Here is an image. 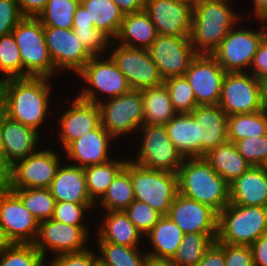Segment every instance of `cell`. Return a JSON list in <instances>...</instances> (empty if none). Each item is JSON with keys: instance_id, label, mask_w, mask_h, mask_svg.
<instances>
[{"instance_id": "1", "label": "cell", "mask_w": 267, "mask_h": 266, "mask_svg": "<svg viewBox=\"0 0 267 266\" xmlns=\"http://www.w3.org/2000/svg\"><path fill=\"white\" fill-rule=\"evenodd\" d=\"M50 79L30 76L5 80L3 108L6 116L39 131L50 112Z\"/></svg>"}, {"instance_id": "2", "label": "cell", "mask_w": 267, "mask_h": 266, "mask_svg": "<svg viewBox=\"0 0 267 266\" xmlns=\"http://www.w3.org/2000/svg\"><path fill=\"white\" fill-rule=\"evenodd\" d=\"M178 193L210 206L217 213L229 203V184L204 157L184 158L177 171Z\"/></svg>"}, {"instance_id": "3", "label": "cell", "mask_w": 267, "mask_h": 266, "mask_svg": "<svg viewBox=\"0 0 267 266\" xmlns=\"http://www.w3.org/2000/svg\"><path fill=\"white\" fill-rule=\"evenodd\" d=\"M227 0H199L193 7L190 42L197 54H211L240 20Z\"/></svg>"}, {"instance_id": "4", "label": "cell", "mask_w": 267, "mask_h": 266, "mask_svg": "<svg viewBox=\"0 0 267 266\" xmlns=\"http://www.w3.org/2000/svg\"><path fill=\"white\" fill-rule=\"evenodd\" d=\"M267 234V207L229 203L218 213L215 242L250 246Z\"/></svg>"}, {"instance_id": "5", "label": "cell", "mask_w": 267, "mask_h": 266, "mask_svg": "<svg viewBox=\"0 0 267 266\" xmlns=\"http://www.w3.org/2000/svg\"><path fill=\"white\" fill-rule=\"evenodd\" d=\"M12 34L23 63V78L49 77L57 70L46 45L44 26L36 17H24Z\"/></svg>"}, {"instance_id": "6", "label": "cell", "mask_w": 267, "mask_h": 266, "mask_svg": "<svg viewBox=\"0 0 267 266\" xmlns=\"http://www.w3.org/2000/svg\"><path fill=\"white\" fill-rule=\"evenodd\" d=\"M129 174L135 200L147 203L162 216H167L178 195L177 173L148 169L129 160Z\"/></svg>"}, {"instance_id": "7", "label": "cell", "mask_w": 267, "mask_h": 266, "mask_svg": "<svg viewBox=\"0 0 267 266\" xmlns=\"http://www.w3.org/2000/svg\"><path fill=\"white\" fill-rule=\"evenodd\" d=\"M103 57L105 56H92L77 73L86 84L77 96L96 104H100L101 100L105 101L131 90L126 77L118 69L111 56ZM102 94H105L103 99L100 98Z\"/></svg>"}, {"instance_id": "8", "label": "cell", "mask_w": 267, "mask_h": 266, "mask_svg": "<svg viewBox=\"0 0 267 266\" xmlns=\"http://www.w3.org/2000/svg\"><path fill=\"white\" fill-rule=\"evenodd\" d=\"M235 27L237 26L228 32L211 55L226 72H246L250 69L254 55L266 36V30L264 24L256 31Z\"/></svg>"}, {"instance_id": "9", "label": "cell", "mask_w": 267, "mask_h": 266, "mask_svg": "<svg viewBox=\"0 0 267 266\" xmlns=\"http://www.w3.org/2000/svg\"><path fill=\"white\" fill-rule=\"evenodd\" d=\"M141 145L134 163L153 170L177 173L184 158L170 140L165 125H142Z\"/></svg>"}, {"instance_id": "10", "label": "cell", "mask_w": 267, "mask_h": 266, "mask_svg": "<svg viewBox=\"0 0 267 266\" xmlns=\"http://www.w3.org/2000/svg\"><path fill=\"white\" fill-rule=\"evenodd\" d=\"M104 129L114 138L138 132L143 125V101L140 90L131 89L99 104ZM116 138V139H115Z\"/></svg>"}, {"instance_id": "11", "label": "cell", "mask_w": 267, "mask_h": 266, "mask_svg": "<svg viewBox=\"0 0 267 266\" xmlns=\"http://www.w3.org/2000/svg\"><path fill=\"white\" fill-rule=\"evenodd\" d=\"M111 48L113 50H109V55L126 77L131 89L140 90L164 83L148 49L129 48L114 41L110 44L109 49Z\"/></svg>"}, {"instance_id": "12", "label": "cell", "mask_w": 267, "mask_h": 266, "mask_svg": "<svg viewBox=\"0 0 267 266\" xmlns=\"http://www.w3.org/2000/svg\"><path fill=\"white\" fill-rule=\"evenodd\" d=\"M218 105L227 116L263 110L259 80L249 72H226Z\"/></svg>"}, {"instance_id": "13", "label": "cell", "mask_w": 267, "mask_h": 266, "mask_svg": "<svg viewBox=\"0 0 267 266\" xmlns=\"http://www.w3.org/2000/svg\"><path fill=\"white\" fill-rule=\"evenodd\" d=\"M88 231L87 226H73L51 218L39 222L34 245L46 261L48 250L58 256L87 249L86 243L90 237Z\"/></svg>"}, {"instance_id": "14", "label": "cell", "mask_w": 267, "mask_h": 266, "mask_svg": "<svg viewBox=\"0 0 267 266\" xmlns=\"http://www.w3.org/2000/svg\"><path fill=\"white\" fill-rule=\"evenodd\" d=\"M0 227L8 243L34 244L39 221L13 192L0 193Z\"/></svg>"}, {"instance_id": "15", "label": "cell", "mask_w": 267, "mask_h": 266, "mask_svg": "<svg viewBox=\"0 0 267 266\" xmlns=\"http://www.w3.org/2000/svg\"><path fill=\"white\" fill-rule=\"evenodd\" d=\"M148 52L164 80L184 76L190 62L197 55L191 45L190 36L159 34L148 48Z\"/></svg>"}, {"instance_id": "16", "label": "cell", "mask_w": 267, "mask_h": 266, "mask_svg": "<svg viewBox=\"0 0 267 266\" xmlns=\"http://www.w3.org/2000/svg\"><path fill=\"white\" fill-rule=\"evenodd\" d=\"M226 71L211 54H197L184 74L198 106L218 105Z\"/></svg>"}, {"instance_id": "17", "label": "cell", "mask_w": 267, "mask_h": 266, "mask_svg": "<svg viewBox=\"0 0 267 266\" xmlns=\"http://www.w3.org/2000/svg\"><path fill=\"white\" fill-rule=\"evenodd\" d=\"M56 151L37 150L13 164L11 189L49 188L58 167L62 164Z\"/></svg>"}, {"instance_id": "18", "label": "cell", "mask_w": 267, "mask_h": 266, "mask_svg": "<svg viewBox=\"0 0 267 266\" xmlns=\"http://www.w3.org/2000/svg\"><path fill=\"white\" fill-rule=\"evenodd\" d=\"M44 34L57 71H74L77 75L92 57L73 29L44 26Z\"/></svg>"}, {"instance_id": "19", "label": "cell", "mask_w": 267, "mask_h": 266, "mask_svg": "<svg viewBox=\"0 0 267 266\" xmlns=\"http://www.w3.org/2000/svg\"><path fill=\"white\" fill-rule=\"evenodd\" d=\"M144 11L155 25L157 34L190 36L193 7L175 0H145Z\"/></svg>"}, {"instance_id": "20", "label": "cell", "mask_w": 267, "mask_h": 266, "mask_svg": "<svg viewBox=\"0 0 267 266\" xmlns=\"http://www.w3.org/2000/svg\"><path fill=\"white\" fill-rule=\"evenodd\" d=\"M70 102V108L59 117V139L65 149L71 142L97 129L101 124L99 104L84 100L78 96ZM72 102V103H71Z\"/></svg>"}, {"instance_id": "21", "label": "cell", "mask_w": 267, "mask_h": 266, "mask_svg": "<svg viewBox=\"0 0 267 266\" xmlns=\"http://www.w3.org/2000/svg\"><path fill=\"white\" fill-rule=\"evenodd\" d=\"M188 233L217 234L218 213L210 206L178 193L167 215Z\"/></svg>"}, {"instance_id": "22", "label": "cell", "mask_w": 267, "mask_h": 266, "mask_svg": "<svg viewBox=\"0 0 267 266\" xmlns=\"http://www.w3.org/2000/svg\"><path fill=\"white\" fill-rule=\"evenodd\" d=\"M196 124L197 157L228 141V116L219 105H202L189 112Z\"/></svg>"}, {"instance_id": "23", "label": "cell", "mask_w": 267, "mask_h": 266, "mask_svg": "<svg viewBox=\"0 0 267 266\" xmlns=\"http://www.w3.org/2000/svg\"><path fill=\"white\" fill-rule=\"evenodd\" d=\"M114 138L104 129L102 124L95 130L71 142L63 151L72 165L88 167L111 160L109 150Z\"/></svg>"}, {"instance_id": "24", "label": "cell", "mask_w": 267, "mask_h": 266, "mask_svg": "<svg viewBox=\"0 0 267 266\" xmlns=\"http://www.w3.org/2000/svg\"><path fill=\"white\" fill-rule=\"evenodd\" d=\"M230 203L267 207V167H250L229 184Z\"/></svg>"}, {"instance_id": "25", "label": "cell", "mask_w": 267, "mask_h": 266, "mask_svg": "<svg viewBox=\"0 0 267 266\" xmlns=\"http://www.w3.org/2000/svg\"><path fill=\"white\" fill-rule=\"evenodd\" d=\"M61 165L49 187L56 202L95 204L87 192L83 167L67 163Z\"/></svg>"}, {"instance_id": "26", "label": "cell", "mask_w": 267, "mask_h": 266, "mask_svg": "<svg viewBox=\"0 0 267 266\" xmlns=\"http://www.w3.org/2000/svg\"><path fill=\"white\" fill-rule=\"evenodd\" d=\"M40 131L25 126L18 121L6 116L4 110V122L2 126L3 154L14 164L17 160L35 153L40 143Z\"/></svg>"}, {"instance_id": "27", "label": "cell", "mask_w": 267, "mask_h": 266, "mask_svg": "<svg viewBox=\"0 0 267 266\" xmlns=\"http://www.w3.org/2000/svg\"><path fill=\"white\" fill-rule=\"evenodd\" d=\"M157 35L155 25L148 14L142 10L124 16L113 41L129 48L148 49Z\"/></svg>"}, {"instance_id": "28", "label": "cell", "mask_w": 267, "mask_h": 266, "mask_svg": "<svg viewBox=\"0 0 267 266\" xmlns=\"http://www.w3.org/2000/svg\"><path fill=\"white\" fill-rule=\"evenodd\" d=\"M96 241H104L127 247H138L143 234L130 221L124 211H104ZM143 237V238H142Z\"/></svg>"}, {"instance_id": "29", "label": "cell", "mask_w": 267, "mask_h": 266, "mask_svg": "<svg viewBox=\"0 0 267 266\" xmlns=\"http://www.w3.org/2000/svg\"><path fill=\"white\" fill-rule=\"evenodd\" d=\"M140 94L143 101V125H166L177 115L164 83L142 88Z\"/></svg>"}, {"instance_id": "30", "label": "cell", "mask_w": 267, "mask_h": 266, "mask_svg": "<svg viewBox=\"0 0 267 266\" xmlns=\"http://www.w3.org/2000/svg\"><path fill=\"white\" fill-rule=\"evenodd\" d=\"M204 158L228 184L239 178L251 167L240 155L236 145L230 141L211 149Z\"/></svg>"}, {"instance_id": "31", "label": "cell", "mask_w": 267, "mask_h": 266, "mask_svg": "<svg viewBox=\"0 0 267 266\" xmlns=\"http://www.w3.org/2000/svg\"><path fill=\"white\" fill-rule=\"evenodd\" d=\"M184 233L168 216H162L153 228L144 236L153 250L148 255L172 259L176 254Z\"/></svg>"}, {"instance_id": "32", "label": "cell", "mask_w": 267, "mask_h": 266, "mask_svg": "<svg viewBox=\"0 0 267 266\" xmlns=\"http://www.w3.org/2000/svg\"><path fill=\"white\" fill-rule=\"evenodd\" d=\"M88 12L90 22L112 41L116 38L125 14L113 0H80Z\"/></svg>"}, {"instance_id": "33", "label": "cell", "mask_w": 267, "mask_h": 266, "mask_svg": "<svg viewBox=\"0 0 267 266\" xmlns=\"http://www.w3.org/2000/svg\"><path fill=\"white\" fill-rule=\"evenodd\" d=\"M165 128L183 158L197 157L196 124L189 113H177Z\"/></svg>"}, {"instance_id": "34", "label": "cell", "mask_w": 267, "mask_h": 266, "mask_svg": "<svg viewBox=\"0 0 267 266\" xmlns=\"http://www.w3.org/2000/svg\"><path fill=\"white\" fill-rule=\"evenodd\" d=\"M127 159H111L105 163L83 168L86 188L91 200L96 204L106 193L117 174L125 167Z\"/></svg>"}, {"instance_id": "35", "label": "cell", "mask_w": 267, "mask_h": 266, "mask_svg": "<svg viewBox=\"0 0 267 266\" xmlns=\"http://www.w3.org/2000/svg\"><path fill=\"white\" fill-rule=\"evenodd\" d=\"M267 135V110L234 114L227 118V138L235 143L241 139Z\"/></svg>"}, {"instance_id": "36", "label": "cell", "mask_w": 267, "mask_h": 266, "mask_svg": "<svg viewBox=\"0 0 267 266\" xmlns=\"http://www.w3.org/2000/svg\"><path fill=\"white\" fill-rule=\"evenodd\" d=\"M134 200L129 160H127L125 167L117 174L106 193L96 204H100L105 211H124Z\"/></svg>"}, {"instance_id": "37", "label": "cell", "mask_w": 267, "mask_h": 266, "mask_svg": "<svg viewBox=\"0 0 267 266\" xmlns=\"http://www.w3.org/2000/svg\"><path fill=\"white\" fill-rule=\"evenodd\" d=\"M217 234H184L176 254L171 259L176 266H196L204 253L216 241Z\"/></svg>"}, {"instance_id": "38", "label": "cell", "mask_w": 267, "mask_h": 266, "mask_svg": "<svg viewBox=\"0 0 267 266\" xmlns=\"http://www.w3.org/2000/svg\"><path fill=\"white\" fill-rule=\"evenodd\" d=\"M98 262L103 266H143L147 252L140 247H127L119 244L97 241ZM145 252V253H144Z\"/></svg>"}, {"instance_id": "39", "label": "cell", "mask_w": 267, "mask_h": 266, "mask_svg": "<svg viewBox=\"0 0 267 266\" xmlns=\"http://www.w3.org/2000/svg\"><path fill=\"white\" fill-rule=\"evenodd\" d=\"M22 201L26 209L39 221L52 218L56 200L49 188L11 189Z\"/></svg>"}, {"instance_id": "40", "label": "cell", "mask_w": 267, "mask_h": 266, "mask_svg": "<svg viewBox=\"0 0 267 266\" xmlns=\"http://www.w3.org/2000/svg\"><path fill=\"white\" fill-rule=\"evenodd\" d=\"M79 3L80 0H48L36 18L43 26L72 29Z\"/></svg>"}, {"instance_id": "41", "label": "cell", "mask_w": 267, "mask_h": 266, "mask_svg": "<svg viewBox=\"0 0 267 266\" xmlns=\"http://www.w3.org/2000/svg\"><path fill=\"white\" fill-rule=\"evenodd\" d=\"M0 266H45L34 244L8 243L0 251Z\"/></svg>"}, {"instance_id": "42", "label": "cell", "mask_w": 267, "mask_h": 266, "mask_svg": "<svg viewBox=\"0 0 267 266\" xmlns=\"http://www.w3.org/2000/svg\"><path fill=\"white\" fill-rule=\"evenodd\" d=\"M0 73L5 80L23 78V63L12 33L0 37Z\"/></svg>"}, {"instance_id": "43", "label": "cell", "mask_w": 267, "mask_h": 266, "mask_svg": "<svg viewBox=\"0 0 267 266\" xmlns=\"http://www.w3.org/2000/svg\"><path fill=\"white\" fill-rule=\"evenodd\" d=\"M172 106L177 113H189L198 106L194 91L185 76L171 77L164 80Z\"/></svg>"}, {"instance_id": "44", "label": "cell", "mask_w": 267, "mask_h": 266, "mask_svg": "<svg viewBox=\"0 0 267 266\" xmlns=\"http://www.w3.org/2000/svg\"><path fill=\"white\" fill-rule=\"evenodd\" d=\"M240 155L253 166L267 167V135L241 139L234 143Z\"/></svg>"}, {"instance_id": "45", "label": "cell", "mask_w": 267, "mask_h": 266, "mask_svg": "<svg viewBox=\"0 0 267 266\" xmlns=\"http://www.w3.org/2000/svg\"><path fill=\"white\" fill-rule=\"evenodd\" d=\"M124 213L136 228L145 236L158 222L162 215L150 207L147 203L134 200Z\"/></svg>"}, {"instance_id": "46", "label": "cell", "mask_w": 267, "mask_h": 266, "mask_svg": "<svg viewBox=\"0 0 267 266\" xmlns=\"http://www.w3.org/2000/svg\"><path fill=\"white\" fill-rule=\"evenodd\" d=\"M94 206V207H93ZM96 204H76L71 202H56L52 219L73 226H86L84 215Z\"/></svg>"}, {"instance_id": "47", "label": "cell", "mask_w": 267, "mask_h": 266, "mask_svg": "<svg viewBox=\"0 0 267 266\" xmlns=\"http://www.w3.org/2000/svg\"><path fill=\"white\" fill-rule=\"evenodd\" d=\"M73 31L92 56L105 55L109 52L112 40L95 27L84 30L73 29Z\"/></svg>"}, {"instance_id": "48", "label": "cell", "mask_w": 267, "mask_h": 266, "mask_svg": "<svg viewBox=\"0 0 267 266\" xmlns=\"http://www.w3.org/2000/svg\"><path fill=\"white\" fill-rule=\"evenodd\" d=\"M92 249H85L69 254L54 256L53 259L45 262V266H96L98 254Z\"/></svg>"}, {"instance_id": "49", "label": "cell", "mask_w": 267, "mask_h": 266, "mask_svg": "<svg viewBox=\"0 0 267 266\" xmlns=\"http://www.w3.org/2000/svg\"><path fill=\"white\" fill-rule=\"evenodd\" d=\"M24 17L17 0H0V37L11 34Z\"/></svg>"}, {"instance_id": "50", "label": "cell", "mask_w": 267, "mask_h": 266, "mask_svg": "<svg viewBox=\"0 0 267 266\" xmlns=\"http://www.w3.org/2000/svg\"><path fill=\"white\" fill-rule=\"evenodd\" d=\"M216 243L224 250L225 266H254L250 246Z\"/></svg>"}, {"instance_id": "51", "label": "cell", "mask_w": 267, "mask_h": 266, "mask_svg": "<svg viewBox=\"0 0 267 266\" xmlns=\"http://www.w3.org/2000/svg\"><path fill=\"white\" fill-rule=\"evenodd\" d=\"M248 72L258 80L267 77V36L260 43Z\"/></svg>"}, {"instance_id": "52", "label": "cell", "mask_w": 267, "mask_h": 266, "mask_svg": "<svg viewBox=\"0 0 267 266\" xmlns=\"http://www.w3.org/2000/svg\"><path fill=\"white\" fill-rule=\"evenodd\" d=\"M13 184V164L0 153V193L11 191Z\"/></svg>"}, {"instance_id": "53", "label": "cell", "mask_w": 267, "mask_h": 266, "mask_svg": "<svg viewBox=\"0 0 267 266\" xmlns=\"http://www.w3.org/2000/svg\"><path fill=\"white\" fill-rule=\"evenodd\" d=\"M196 266H225L224 250L214 242Z\"/></svg>"}, {"instance_id": "54", "label": "cell", "mask_w": 267, "mask_h": 266, "mask_svg": "<svg viewBox=\"0 0 267 266\" xmlns=\"http://www.w3.org/2000/svg\"><path fill=\"white\" fill-rule=\"evenodd\" d=\"M254 266H267V234L260 236L250 245Z\"/></svg>"}, {"instance_id": "55", "label": "cell", "mask_w": 267, "mask_h": 266, "mask_svg": "<svg viewBox=\"0 0 267 266\" xmlns=\"http://www.w3.org/2000/svg\"><path fill=\"white\" fill-rule=\"evenodd\" d=\"M48 0H17L25 17H37L45 8Z\"/></svg>"}, {"instance_id": "56", "label": "cell", "mask_w": 267, "mask_h": 266, "mask_svg": "<svg viewBox=\"0 0 267 266\" xmlns=\"http://www.w3.org/2000/svg\"><path fill=\"white\" fill-rule=\"evenodd\" d=\"M93 27L94 23L90 22L87 10L81 3H79L74 14L72 29L84 30Z\"/></svg>"}, {"instance_id": "57", "label": "cell", "mask_w": 267, "mask_h": 266, "mask_svg": "<svg viewBox=\"0 0 267 266\" xmlns=\"http://www.w3.org/2000/svg\"><path fill=\"white\" fill-rule=\"evenodd\" d=\"M113 2L126 14L144 10L145 0H113Z\"/></svg>"}, {"instance_id": "58", "label": "cell", "mask_w": 267, "mask_h": 266, "mask_svg": "<svg viewBox=\"0 0 267 266\" xmlns=\"http://www.w3.org/2000/svg\"><path fill=\"white\" fill-rule=\"evenodd\" d=\"M143 266H176V264L171 259L158 258L147 254Z\"/></svg>"}, {"instance_id": "59", "label": "cell", "mask_w": 267, "mask_h": 266, "mask_svg": "<svg viewBox=\"0 0 267 266\" xmlns=\"http://www.w3.org/2000/svg\"><path fill=\"white\" fill-rule=\"evenodd\" d=\"M255 19H262L267 14V0H253Z\"/></svg>"}, {"instance_id": "60", "label": "cell", "mask_w": 267, "mask_h": 266, "mask_svg": "<svg viewBox=\"0 0 267 266\" xmlns=\"http://www.w3.org/2000/svg\"><path fill=\"white\" fill-rule=\"evenodd\" d=\"M260 82V92H261V101L263 108L267 110V77L259 80Z\"/></svg>"}, {"instance_id": "61", "label": "cell", "mask_w": 267, "mask_h": 266, "mask_svg": "<svg viewBox=\"0 0 267 266\" xmlns=\"http://www.w3.org/2000/svg\"><path fill=\"white\" fill-rule=\"evenodd\" d=\"M4 122V108L0 109V153H3L2 145V126Z\"/></svg>"}, {"instance_id": "62", "label": "cell", "mask_w": 267, "mask_h": 266, "mask_svg": "<svg viewBox=\"0 0 267 266\" xmlns=\"http://www.w3.org/2000/svg\"><path fill=\"white\" fill-rule=\"evenodd\" d=\"M3 74L0 76V109L3 108V100H4V84L5 79L2 77Z\"/></svg>"}, {"instance_id": "63", "label": "cell", "mask_w": 267, "mask_h": 266, "mask_svg": "<svg viewBox=\"0 0 267 266\" xmlns=\"http://www.w3.org/2000/svg\"><path fill=\"white\" fill-rule=\"evenodd\" d=\"M8 244L0 227V251Z\"/></svg>"}, {"instance_id": "64", "label": "cell", "mask_w": 267, "mask_h": 266, "mask_svg": "<svg viewBox=\"0 0 267 266\" xmlns=\"http://www.w3.org/2000/svg\"><path fill=\"white\" fill-rule=\"evenodd\" d=\"M176 2L185 3L191 7H194L199 0H175Z\"/></svg>"}, {"instance_id": "65", "label": "cell", "mask_w": 267, "mask_h": 266, "mask_svg": "<svg viewBox=\"0 0 267 266\" xmlns=\"http://www.w3.org/2000/svg\"><path fill=\"white\" fill-rule=\"evenodd\" d=\"M257 21H260V23L264 24V27L266 30V36H267V14L262 19H257Z\"/></svg>"}, {"instance_id": "66", "label": "cell", "mask_w": 267, "mask_h": 266, "mask_svg": "<svg viewBox=\"0 0 267 266\" xmlns=\"http://www.w3.org/2000/svg\"><path fill=\"white\" fill-rule=\"evenodd\" d=\"M96 266H103V265H102L101 263L98 262V263L96 264Z\"/></svg>"}]
</instances>
